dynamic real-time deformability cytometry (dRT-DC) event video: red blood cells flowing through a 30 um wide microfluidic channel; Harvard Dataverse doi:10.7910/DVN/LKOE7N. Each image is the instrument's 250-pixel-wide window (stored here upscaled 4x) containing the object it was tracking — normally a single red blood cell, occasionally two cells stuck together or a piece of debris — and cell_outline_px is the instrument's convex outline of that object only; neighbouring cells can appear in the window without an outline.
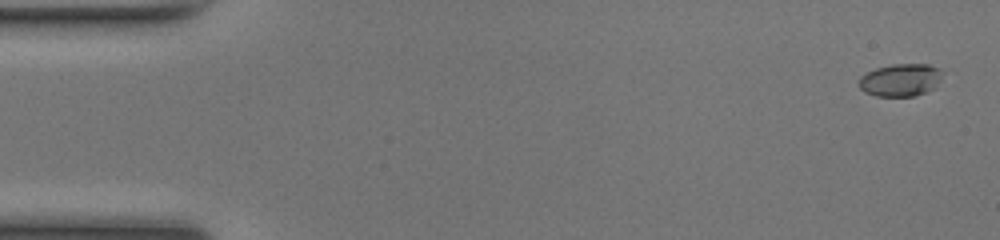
{"species": "common noctule bat (a hibernating species)", "species_latin": "Nyctalus noctula", "temperature_condition": "room temperature", "stored_images_in_passage": 50, "camera_frame_rate_fps": 3000, "um_per_image_px": 0.085, "animal": {"sex": "female", "body_mass_g": 17.0, "forearm_length_mm": 48.0}, "frame": {"image": 1, "passage_image": 2, "time_ms": 0.333, "image_size_px": [1000, 240], "cell_outline_px": [[940, 80], [936, 88], [916, 96], [876, 96], [864, 92], [860, 88], [860, 76], [876, 68], [892, 64], [928, 64], [940, 68]], "centroid_in_image_um": [76.56, 6.8], "position_along_channel_um": 8.4, "area_um2": 15.9}}
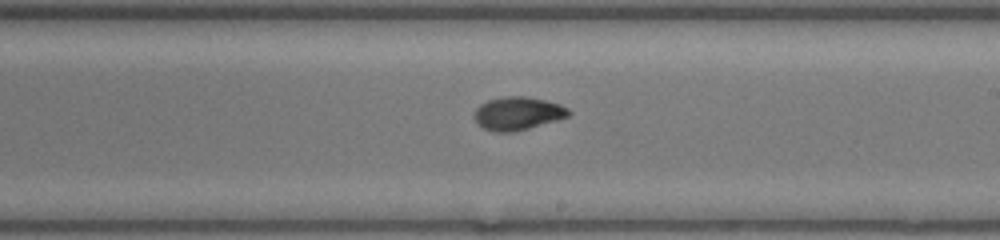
{"frame": {"image": 2, "passage_image": 29, "time_ms": 9.333, "image_size_px": [1000, 240], "cell_outline_px": [[572, 112], [568, 116], [556, 120], [528, 128], [512, 132], [492, 132], [476, 124], [472, 116], [476, 108], [480, 104], [488, 100], [504, 96], [524, 96], [544, 100], [560, 104], [568, 108]], "centroid_in_image_um": [43.96, 9.64], "position_along_channel_um": 245.0, "area_um2": 18.32}}
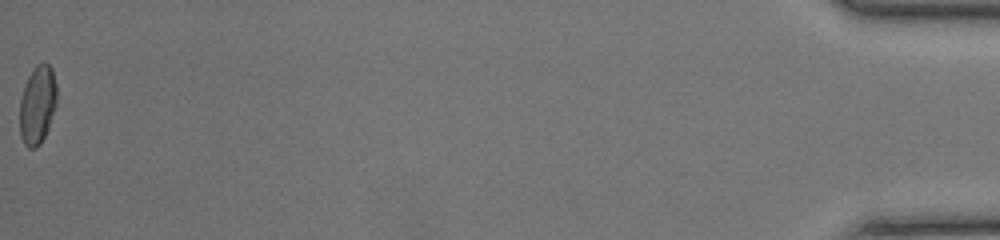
{"frame": {"image": 3, "passage_image": 50, "time_ms": 16.333, "image_size_px": [1000, 240], "cell_outline_px": [[56, 104], [48, 128], [40, 144], [36, 148], [28, 148], [24, 144], [20, 136], [20, 100], [28, 76], [32, 68], [36, 64], [48, 64], [52, 68], [56, 84]], "centroid_in_image_um": [3.17, 8.92], "position_along_channel_um": 432.0, "area_um2": 16.88}, "authors_computed_cell_mechanics": {"area_um2": 17.1666, "velocity_mm_per_s": 4.231, "shape_relaxation_time_tau1_ms": 3.5684, "shape_relaxation_time_tau2_ms": 1.494, "deformation_change_tau1": 0.1883, "deformation_change_tau2": 0.0586}}